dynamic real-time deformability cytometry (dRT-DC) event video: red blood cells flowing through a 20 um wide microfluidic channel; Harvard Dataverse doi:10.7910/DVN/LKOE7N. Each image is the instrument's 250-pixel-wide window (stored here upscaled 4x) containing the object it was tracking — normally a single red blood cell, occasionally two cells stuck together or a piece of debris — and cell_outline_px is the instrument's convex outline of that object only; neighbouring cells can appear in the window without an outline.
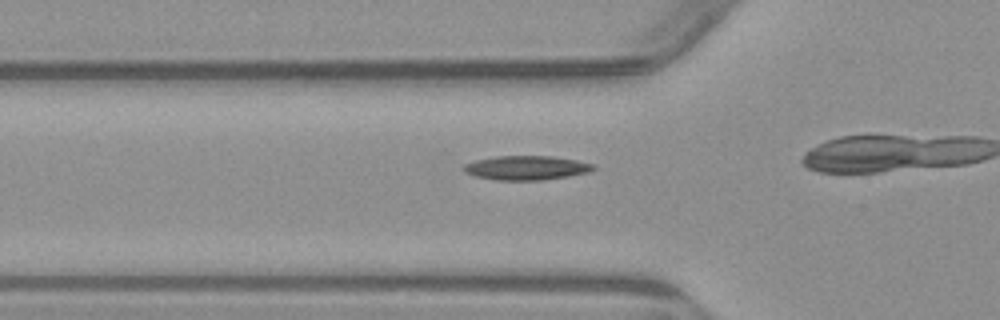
{"species": "common noctule bat (a hibernating species)", "species_latin": "Nyctalus noctula", "temperature_condition": "warm", "stored_images_in_passage": 3, "camera_frame_rate_fps": 3000, "um_per_image_px": 0.085, "animal": {"sex": "male", "body_mass_g": 23.1, "forearm_length_mm": 52.7}, "frame": {"image": 1, "passage_image": 2, "time_ms": 1.333, "image_size_px": [1000, 320], "cell_outline_px": [[596, 168], [588, 172], [568, 176], [544, 180], [496, 180], [476, 176], [464, 172], [464, 164], [476, 160], [496, 156], [552, 156], [576, 160], [596, 164]], "centroid_in_image_um": [44.77, 14.26], "position_along_channel_um": 81.0, "area_um2": 18.26}}